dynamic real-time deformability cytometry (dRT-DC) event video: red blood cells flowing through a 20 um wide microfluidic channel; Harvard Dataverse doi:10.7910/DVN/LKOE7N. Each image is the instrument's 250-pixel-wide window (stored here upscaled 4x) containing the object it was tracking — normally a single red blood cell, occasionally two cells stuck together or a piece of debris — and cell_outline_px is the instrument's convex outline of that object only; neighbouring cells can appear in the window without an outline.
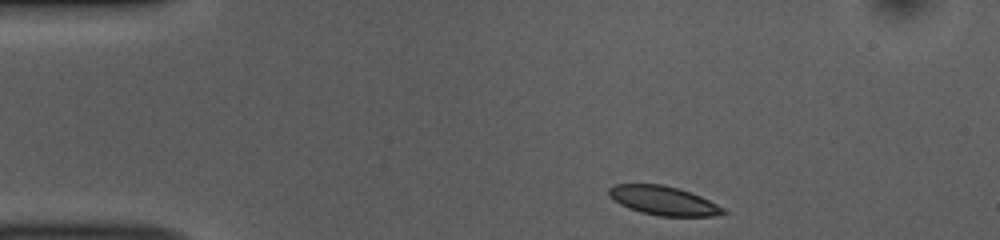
{"species": "common noctule bat (a hibernating species)", "species_latin": "Nyctalus noctula", "temperature_condition": "room temperature", "stored_images_in_passage": 44, "camera_frame_rate_fps": 3000, "um_per_image_px": 0.085, "animal": {"sex": "female", "body_mass_g": 10.0, "forearm_length_mm": 53.1}, "frame": {"image": 1, "passage_image": 1, "time_ms": 0.0, "image_size_px": [1000, 240], "cell_outline_px": [[728, 212], [712, 216], [660, 216], [640, 212], [628, 208], [620, 204], [608, 196], [608, 188], [612, 184], [664, 184], [700, 196], [724, 208]], "centroid_in_image_um": [56.34, 17.05], "position_along_channel_um": 28.7, "area_um2": 19.25}}
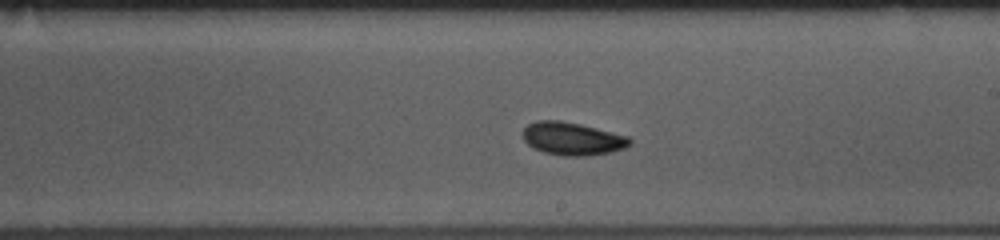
{"frame": {"image": 2, "passage_image": 22, "time_ms": 7.0, "image_size_px": [1000, 240], "cell_outline_px": [[632, 144], [624, 148], [612, 152], [584, 156], [564, 156], [544, 152], [532, 148], [524, 140], [524, 128], [528, 124], [536, 120], [560, 120], [580, 124], [628, 136], [632, 140]], "centroid_in_image_um": [48.66, 11.79], "position_along_channel_um": 240.3, "area_um2": 20.52}}
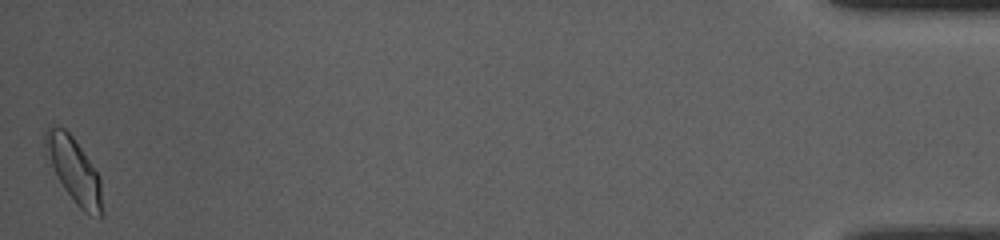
{"frame": {"image": 3, "passage_image": 44, "time_ms": 14.333, "image_size_px": [1000, 240], "cell_outline_px": [[104, 212], [100, 216], [84, 212], [76, 204], [64, 188], [44, 156], [44, 132], [48, 124], [52, 124], [64, 128], [72, 136], [100, 176]], "centroid_in_image_um": [6.25, 14.42], "position_along_channel_um": 428.9, "area_um2": 21.79}, "authors_computed_cell_mechanics": {"area_um2": 19.9121, "velocity_mm_per_s": 3.8192, "shape_relaxation_time_tau1_ms": 2.8376, "shape_relaxation_time_tau2_ms": 2.2794, "deformation_change_tau1": 0.0988, "deformation_change_tau2": 0.0664}}